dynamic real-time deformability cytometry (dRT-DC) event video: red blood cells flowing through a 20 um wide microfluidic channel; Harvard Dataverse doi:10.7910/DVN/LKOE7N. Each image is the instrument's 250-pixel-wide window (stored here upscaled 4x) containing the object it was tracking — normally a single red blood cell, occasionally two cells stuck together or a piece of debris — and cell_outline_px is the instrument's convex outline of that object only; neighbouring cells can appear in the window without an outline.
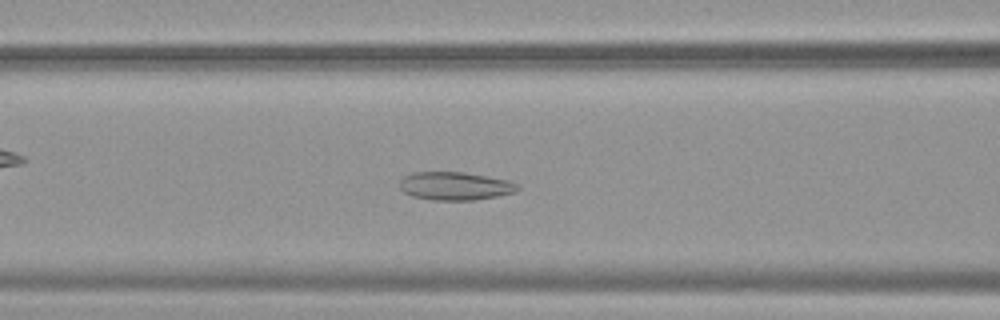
{"species": "common noctule bat (a hibernating species)", "species_latin": "Nyctalus noctula", "temperature_condition": "warm", "stored_images_in_passage": 54, "camera_frame_rate_fps": 3000, "um_per_image_px": 0.085, "animal": {"sex": "female", "body_mass_g": 19.9}, "frame": {"image": 1, "passage_image": 23, "time_ms": 7.333, "image_size_px": [1000, 320], "cell_outline_px": [[520, 188], [516, 192], [496, 196], [472, 200], [432, 200], [412, 196], [404, 192], [400, 188], [400, 180], [404, 176], [412, 172], [464, 172], [508, 180], [520, 184]], "centroid_in_image_um": [38.69, 15.81], "position_along_channel_um": 127.9, "area_um2": 19.42}}
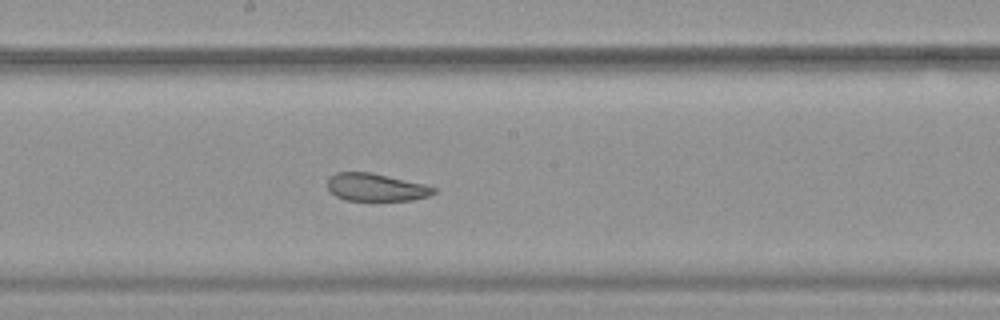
{"frame": {"image": 2, "passage_image": 30, "time_ms": 9.667, "image_size_px": [1000, 320], "cell_outline_px": [[436, 192], [428, 196], [412, 200], [372, 204], [344, 200], [328, 192], [328, 176], [336, 172], [372, 172], [424, 184], [436, 188]], "centroid_in_image_um": [31.92, 15.98], "position_along_channel_um": 216.3, "area_um2": 18.21}}
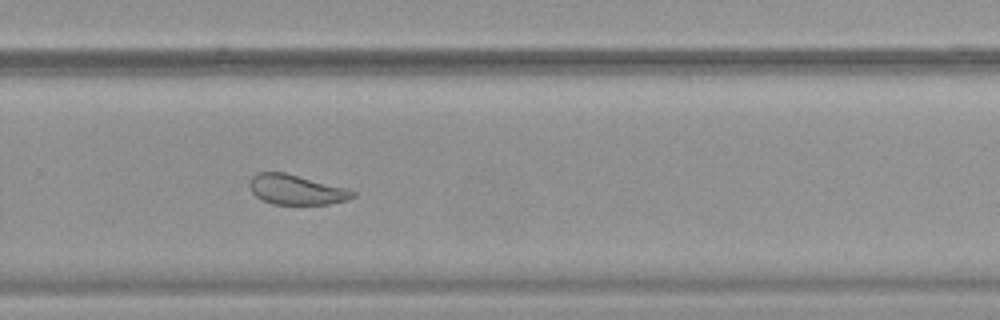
{"frame": {"image": 3, "passage_image": 37, "time_ms": 12.0, "image_size_px": [1000, 320], "cell_outline_px": [[356, 196], [348, 200], [328, 204], [272, 204], [256, 196], [252, 192], [248, 184], [252, 176], [256, 172], [284, 172], [348, 188], [356, 192]], "centroid_in_image_um": [25.2, 16.11], "position_along_channel_um": 304.6, "area_um2": 18.09}, "authors_computed_cell_mechanics": {"area_um2": 24.7673, "velocity_mm_per_s": 3.8041, "shape_relaxation_time_tau1_ms": null, "shape_relaxation_time_tau2_ms": 2.073, "deformation_change_tau1": null, "deformation_change_tau2": 0.0906}}